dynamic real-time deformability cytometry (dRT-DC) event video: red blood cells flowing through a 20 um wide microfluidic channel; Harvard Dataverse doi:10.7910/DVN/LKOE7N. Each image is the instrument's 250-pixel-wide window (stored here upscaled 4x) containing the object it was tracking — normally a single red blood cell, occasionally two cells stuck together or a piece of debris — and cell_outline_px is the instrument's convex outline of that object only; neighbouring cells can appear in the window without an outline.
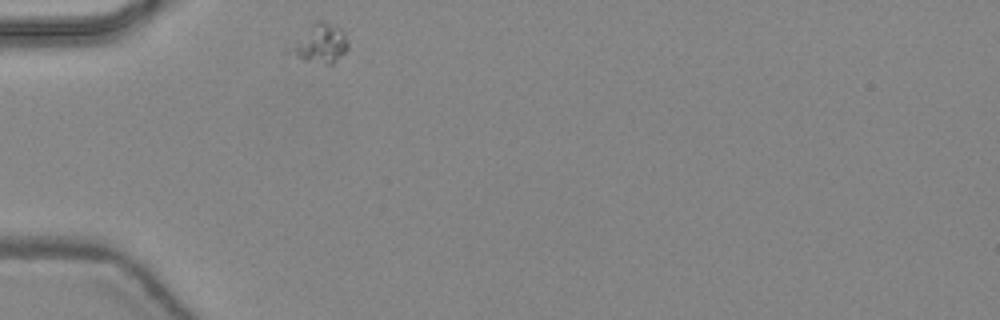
{"species": "common noctule bat (a hibernating species)", "species_latin": "Nyctalus noctula", "temperature_condition": "warm", "stored_images_in_passage": 35, "camera_frame_rate_fps": 3000, "um_per_image_px": 0.085, "animal": {"sex": "female", "body_mass_g": 24.6, "forearm_length_mm": 56.2}, "frame": {"image": 1, "passage_image": 1, "time_ms": 0.0, "image_size_px": [1000, 320], "cell_outline_px": [[348, 48], [332, 64], [324, 64], [284, 56], [280, 52], [284, 48], [316, 20], [324, 20], [340, 28], [344, 32], [348, 40]], "centroid_in_image_um": [27.06, 3.72], "position_along_channel_um": 57.9, "area_um2": 13.93}}
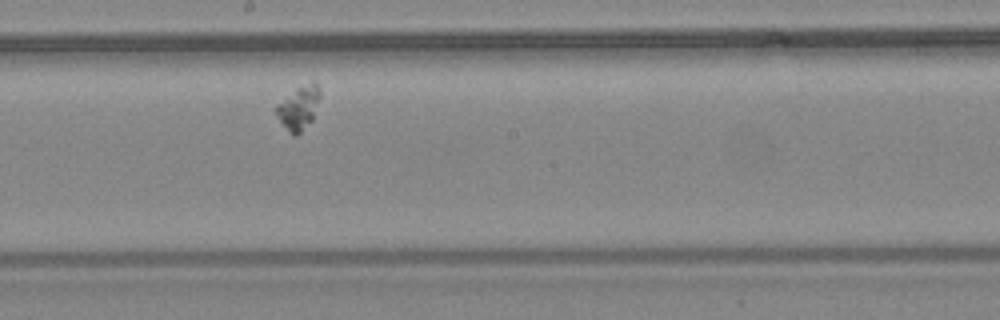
{"frame": {"image": 2, "passage_image": 14, "time_ms": 4.333, "image_size_px": [1000, 320], "cell_outline_px": [[320, 96], [312, 120], [296, 136], [292, 136], [280, 120], [276, 112], [276, 104], [296, 88], [312, 80], [320, 88]], "centroid_in_image_um": [25.4, 9.13], "position_along_channel_um": 222.8, "area_um2": 10.98}}
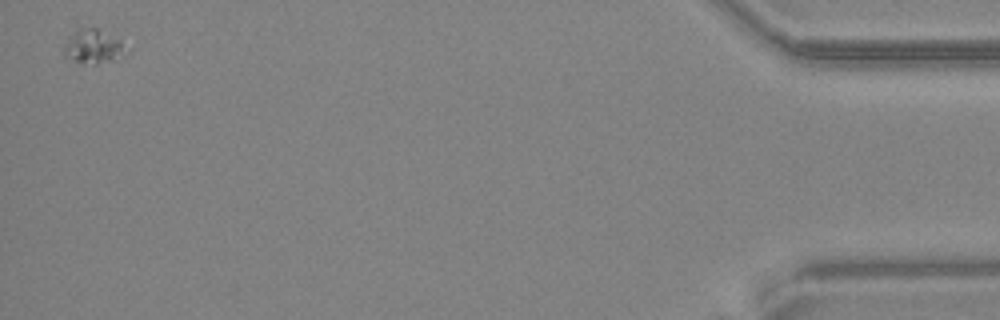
{"frame": {"image": 3, "passage_image": 35, "time_ms": 11.333, "image_size_px": [1000, 320], "cell_outline_px": [[120, 52], [108, 60], [96, 64], [84, 64], [76, 60], [64, 52], [64, 48], [68, 40], [80, 28], [96, 28], [120, 40]], "centroid_in_image_um": [7.83, 3.93], "position_along_channel_um": 427.4, "area_um2": 10.87}}